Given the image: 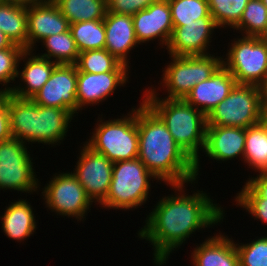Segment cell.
<instances>
[{"label":"cell","instance_id":"cell-27","mask_svg":"<svg viewBox=\"0 0 267 266\" xmlns=\"http://www.w3.org/2000/svg\"><path fill=\"white\" fill-rule=\"evenodd\" d=\"M41 42L45 46L46 52L37 55L57 64H76L79 51L70 29L66 32L49 36Z\"/></svg>","mask_w":267,"mask_h":266},{"label":"cell","instance_id":"cell-22","mask_svg":"<svg viewBox=\"0 0 267 266\" xmlns=\"http://www.w3.org/2000/svg\"><path fill=\"white\" fill-rule=\"evenodd\" d=\"M221 232L207 237L191 253L193 266H240L233 238Z\"/></svg>","mask_w":267,"mask_h":266},{"label":"cell","instance_id":"cell-15","mask_svg":"<svg viewBox=\"0 0 267 266\" xmlns=\"http://www.w3.org/2000/svg\"><path fill=\"white\" fill-rule=\"evenodd\" d=\"M218 29L213 18H200L184 26H174L166 47L172 56L208 55L214 30Z\"/></svg>","mask_w":267,"mask_h":266},{"label":"cell","instance_id":"cell-39","mask_svg":"<svg viewBox=\"0 0 267 266\" xmlns=\"http://www.w3.org/2000/svg\"><path fill=\"white\" fill-rule=\"evenodd\" d=\"M258 123L267 132V107L264 105L261 108Z\"/></svg>","mask_w":267,"mask_h":266},{"label":"cell","instance_id":"cell-41","mask_svg":"<svg viewBox=\"0 0 267 266\" xmlns=\"http://www.w3.org/2000/svg\"><path fill=\"white\" fill-rule=\"evenodd\" d=\"M157 0H135L136 8L141 11L148 8L151 4L156 2Z\"/></svg>","mask_w":267,"mask_h":266},{"label":"cell","instance_id":"cell-21","mask_svg":"<svg viewBox=\"0 0 267 266\" xmlns=\"http://www.w3.org/2000/svg\"><path fill=\"white\" fill-rule=\"evenodd\" d=\"M19 61L25 62L23 69L21 71L18 69L17 74V79L20 78L22 84L13 85L10 94L18 98L31 99L49 80L52 71L58 64L34 55L33 50H24Z\"/></svg>","mask_w":267,"mask_h":266},{"label":"cell","instance_id":"cell-3","mask_svg":"<svg viewBox=\"0 0 267 266\" xmlns=\"http://www.w3.org/2000/svg\"><path fill=\"white\" fill-rule=\"evenodd\" d=\"M5 102L8 104L12 138L26 145L27 142L51 147L61 144L75 117L67 109L39 106L32 99L18 98L10 93Z\"/></svg>","mask_w":267,"mask_h":266},{"label":"cell","instance_id":"cell-18","mask_svg":"<svg viewBox=\"0 0 267 266\" xmlns=\"http://www.w3.org/2000/svg\"><path fill=\"white\" fill-rule=\"evenodd\" d=\"M235 85L236 81L231 72L221 65L209 79L196 84L185 100L208 116Z\"/></svg>","mask_w":267,"mask_h":266},{"label":"cell","instance_id":"cell-13","mask_svg":"<svg viewBox=\"0 0 267 266\" xmlns=\"http://www.w3.org/2000/svg\"><path fill=\"white\" fill-rule=\"evenodd\" d=\"M76 93V65L58 64L52 71L49 80L31 99L39 106L67 109L76 116L78 115Z\"/></svg>","mask_w":267,"mask_h":266},{"label":"cell","instance_id":"cell-9","mask_svg":"<svg viewBox=\"0 0 267 266\" xmlns=\"http://www.w3.org/2000/svg\"><path fill=\"white\" fill-rule=\"evenodd\" d=\"M239 37L231 40L226 57H222V65L231 72L237 84L259 86L267 71V40Z\"/></svg>","mask_w":267,"mask_h":266},{"label":"cell","instance_id":"cell-45","mask_svg":"<svg viewBox=\"0 0 267 266\" xmlns=\"http://www.w3.org/2000/svg\"><path fill=\"white\" fill-rule=\"evenodd\" d=\"M262 1V3L266 6V8H267V0H261Z\"/></svg>","mask_w":267,"mask_h":266},{"label":"cell","instance_id":"cell-42","mask_svg":"<svg viewBox=\"0 0 267 266\" xmlns=\"http://www.w3.org/2000/svg\"><path fill=\"white\" fill-rule=\"evenodd\" d=\"M8 92L1 87L0 89V106L5 102V98L7 96Z\"/></svg>","mask_w":267,"mask_h":266},{"label":"cell","instance_id":"cell-20","mask_svg":"<svg viewBox=\"0 0 267 266\" xmlns=\"http://www.w3.org/2000/svg\"><path fill=\"white\" fill-rule=\"evenodd\" d=\"M103 20L106 32L105 49L122 64L130 67L129 52L139 45L132 16L107 11Z\"/></svg>","mask_w":267,"mask_h":266},{"label":"cell","instance_id":"cell-7","mask_svg":"<svg viewBox=\"0 0 267 266\" xmlns=\"http://www.w3.org/2000/svg\"><path fill=\"white\" fill-rule=\"evenodd\" d=\"M212 55V56H211ZM216 54L195 56H172L171 62L161 75L163 89L171 99H185L192 88L199 82L209 79L222 65V57Z\"/></svg>","mask_w":267,"mask_h":266},{"label":"cell","instance_id":"cell-1","mask_svg":"<svg viewBox=\"0 0 267 266\" xmlns=\"http://www.w3.org/2000/svg\"><path fill=\"white\" fill-rule=\"evenodd\" d=\"M185 186L169 185L175 194L159 199L137 233L139 238L146 239L153 246L155 266L165 265L170 254L196 231L219 225L225 219L223 207L207 193L198 190L189 195L184 191Z\"/></svg>","mask_w":267,"mask_h":266},{"label":"cell","instance_id":"cell-35","mask_svg":"<svg viewBox=\"0 0 267 266\" xmlns=\"http://www.w3.org/2000/svg\"><path fill=\"white\" fill-rule=\"evenodd\" d=\"M240 266H267V236L253 239L251 243H236Z\"/></svg>","mask_w":267,"mask_h":266},{"label":"cell","instance_id":"cell-5","mask_svg":"<svg viewBox=\"0 0 267 266\" xmlns=\"http://www.w3.org/2000/svg\"><path fill=\"white\" fill-rule=\"evenodd\" d=\"M97 120L92 136L85 143L113 163L138 158V106L120 118Z\"/></svg>","mask_w":267,"mask_h":266},{"label":"cell","instance_id":"cell-25","mask_svg":"<svg viewBox=\"0 0 267 266\" xmlns=\"http://www.w3.org/2000/svg\"><path fill=\"white\" fill-rule=\"evenodd\" d=\"M69 24L103 20L107 12L106 0H52Z\"/></svg>","mask_w":267,"mask_h":266},{"label":"cell","instance_id":"cell-10","mask_svg":"<svg viewBox=\"0 0 267 266\" xmlns=\"http://www.w3.org/2000/svg\"><path fill=\"white\" fill-rule=\"evenodd\" d=\"M33 158L25 143L11 138L0 142V190L32 193L40 188Z\"/></svg>","mask_w":267,"mask_h":266},{"label":"cell","instance_id":"cell-37","mask_svg":"<svg viewBox=\"0 0 267 266\" xmlns=\"http://www.w3.org/2000/svg\"><path fill=\"white\" fill-rule=\"evenodd\" d=\"M12 138L8 104L4 102L0 106V142L7 141Z\"/></svg>","mask_w":267,"mask_h":266},{"label":"cell","instance_id":"cell-31","mask_svg":"<svg viewBox=\"0 0 267 266\" xmlns=\"http://www.w3.org/2000/svg\"><path fill=\"white\" fill-rule=\"evenodd\" d=\"M210 15L218 28H234L240 21L249 0H207Z\"/></svg>","mask_w":267,"mask_h":266},{"label":"cell","instance_id":"cell-40","mask_svg":"<svg viewBox=\"0 0 267 266\" xmlns=\"http://www.w3.org/2000/svg\"><path fill=\"white\" fill-rule=\"evenodd\" d=\"M13 45L11 40L0 30V49L9 48Z\"/></svg>","mask_w":267,"mask_h":266},{"label":"cell","instance_id":"cell-6","mask_svg":"<svg viewBox=\"0 0 267 266\" xmlns=\"http://www.w3.org/2000/svg\"><path fill=\"white\" fill-rule=\"evenodd\" d=\"M151 178L160 182L138 158L113 163L111 184L101 207L124 211L142 207L151 192Z\"/></svg>","mask_w":267,"mask_h":266},{"label":"cell","instance_id":"cell-44","mask_svg":"<svg viewBox=\"0 0 267 266\" xmlns=\"http://www.w3.org/2000/svg\"><path fill=\"white\" fill-rule=\"evenodd\" d=\"M263 105L267 107V89L263 92Z\"/></svg>","mask_w":267,"mask_h":266},{"label":"cell","instance_id":"cell-26","mask_svg":"<svg viewBox=\"0 0 267 266\" xmlns=\"http://www.w3.org/2000/svg\"><path fill=\"white\" fill-rule=\"evenodd\" d=\"M243 160L255 172L267 171V132L259 123L246 128Z\"/></svg>","mask_w":267,"mask_h":266},{"label":"cell","instance_id":"cell-33","mask_svg":"<svg viewBox=\"0 0 267 266\" xmlns=\"http://www.w3.org/2000/svg\"><path fill=\"white\" fill-rule=\"evenodd\" d=\"M24 50L23 47L17 44L9 48L0 49V84L5 86L4 89L8 93L11 92V86L8 87V83L10 84L17 80L19 65L22 63L19 60Z\"/></svg>","mask_w":267,"mask_h":266},{"label":"cell","instance_id":"cell-4","mask_svg":"<svg viewBox=\"0 0 267 266\" xmlns=\"http://www.w3.org/2000/svg\"><path fill=\"white\" fill-rule=\"evenodd\" d=\"M156 91L151 85L143 91L142 100L162 119L175 142L195 162L198 181L201 169L199 148L204 150L207 116L185 99L160 98Z\"/></svg>","mask_w":267,"mask_h":266},{"label":"cell","instance_id":"cell-17","mask_svg":"<svg viewBox=\"0 0 267 266\" xmlns=\"http://www.w3.org/2000/svg\"><path fill=\"white\" fill-rule=\"evenodd\" d=\"M130 72L85 73L77 70L78 112L85 106H94L109 98L117 87L129 82Z\"/></svg>","mask_w":267,"mask_h":266},{"label":"cell","instance_id":"cell-12","mask_svg":"<svg viewBox=\"0 0 267 266\" xmlns=\"http://www.w3.org/2000/svg\"><path fill=\"white\" fill-rule=\"evenodd\" d=\"M71 171L81 183L87 196L99 205L105 200L112 178L113 162L94 151L85 142Z\"/></svg>","mask_w":267,"mask_h":266},{"label":"cell","instance_id":"cell-16","mask_svg":"<svg viewBox=\"0 0 267 266\" xmlns=\"http://www.w3.org/2000/svg\"><path fill=\"white\" fill-rule=\"evenodd\" d=\"M132 18L139 44L160 40L161 48L167 47L174 29L168 0H157Z\"/></svg>","mask_w":267,"mask_h":266},{"label":"cell","instance_id":"cell-32","mask_svg":"<svg viewBox=\"0 0 267 266\" xmlns=\"http://www.w3.org/2000/svg\"><path fill=\"white\" fill-rule=\"evenodd\" d=\"M173 26H184L200 18H213L207 0H168Z\"/></svg>","mask_w":267,"mask_h":266},{"label":"cell","instance_id":"cell-24","mask_svg":"<svg viewBox=\"0 0 267 266\" xmlns=\"http://www.w3.org/2000/svg\"><path fill=\"white\" fill-rule=\"evenodd\" d=\"M0 30L13 44L27 50V0L0 2Z\"/></svg>","mask_w":267,"mask_h":266},{"label":"cell","instance_id":"cell-36","mask_svg":"<svg viewBox=\"0 0 267 266\" xmlns=\"http://www.w3.org/2000/svg\"><path fill=\"white\" fill-rule=\"evenodd\" d=\"M107 11L133 16L139 10L136 8L135 0H108Z\"/></svg>","mask_w":267,"mask_h":266},{"label":"cell","instance_id":"cell-28","mask_svg":"<svg viewBox=\"0 0 267 266\" xmlns=\"http://www.w3.org/2000/svg\"><path fill=\"white\" fill-rule=\"evenodd\" d=\"M75 65L79 72L85 73L130 72V67L122 64L106 49L87 50L79 53Z\"/></svg>","mask_w":267,"mask_h":266},{"label":"cell","instance_id":"cell-2","mask_svg":"<svg viewBox=\"0 0 267 266\" xmlns=\"http://www.w3.org/2000/svg\"><path fill=\"white\" fill-rule=\"evenodd\" d=\"M138 105L139 154L147 169L165 185L197 181L195 162L175 142L162 119L142 100Z\"/></svg>","mask_w":267,"mask_h":266},{"label":"cell","instance_id":"cell-14","mask_svg":"<svg viewBox=\"0 0 267 266\" xmlns=\"http://www.w3.org/2000/svg\"><path fill=\"white\" fill-rule=\"evenodd\" d=\"M70 29L68 19L52 0H27V50L36 43Z\"/></svg>","mask_w":267,"mask_h":266},{"label":"cell","instance_id":"cell-30","mask_svg":"<svg viewBox=\"0 0 267 266\" xmlns=\"http://www.w3.org/2000/svg\"><path fill=\"white\" fill-rule=\"evenodd\" d=\"M245 37L264 38L267 33V8L261 0H249L239 23L233 28Z\"/></svg>","mask_w":267,"mask_h":266},{"label":"cell","instance_id":"cell-19","mask_svg":"<svg viewBox=\"0 0 267 266\" xmlns=\"http://www.w3.org/2000/svg\"><path fill=\"white\" fill-rule=\"evenodd\" d=\"M246 129L233 126H207L205 146L202 152L217 161L234 160L245 151Z\"/></svg>","mask_w":267,"mask_h":266},{"label":"cell","instance_id":"cell-11","mask_svg":"<svg viewBox=\"0 0 267 266\" xmlns=\"http://www.w3.org/2000/svg\"><path fill=\"white\" fill-rule=\"evenodd\" d=\"M52 177L41 192L45 208L61 217H74L77 221H83L93 202L81 183L72 172L55 173Z\"/></svg>","mask_w":267,"mask_h":266},{"label":"cell","instance_id":"cell-23","mask_svg":"<svg viewBox=\"0 0 267 266\" xmlns=\"http://www.w3.org/2000/svg\"><path fill=\"white\" fill-rule=\"evenodd\" d=\"M27 199H19L11 202L4 210V214L0 216L2 230L5 235L12 240L22 242L29 239L37 229V220L34 216L33 207Z\"/></svg>","mask_w":267,"mask_h":266},{"label":"cell","instance_id":"cell-43","mask_svg":"<svg viewBox=\"0 0 267 266\" xmlns=\"http://www.w3.org/2000/svg\"><path fill=\"white\" fill-rule=\"evenodd\" d=\"M258 87L261 89L262 92H264L267 89V71L262 83Z\"/></svg>","mask_w":267,"mask_h":266},{"label":"cell","instance_id":"cell-29","mask_svg":"<svg viewBox=\"0 0 267 266\" xmlns=\"http://www.w3.org/2000/svg\"><path fill=\"white\" fill-rule=\"evenodd\" d=\"M70 30L79 53L87 50L105 49L104 20L72 23L70 24Z\"/></svg>","mask_w":267,"mask_h":266},{"label":"cell","instance_id":"cell-8","mask_svg":"<svg viewBox=\"0 0 267 266\" xmlns=\"http://www.w3.org/2000/svg\"><path fill=\"white\" fill-rule=\"evenodd\" d=\"M263 92L257 85L237 84L207 116V126L247 128L258 124Z\"/></svg>","mask_w":267,"mask_h":266},{"label":"cell","instance_id":"cell-38","mask_svg":"<svg viewBox=\"0 0 267 266\" xmlns=\"http://www.w3.org/2000/svg\"><path fill=\"white\" fill-rule=\"evenodd\" d=\"M259 173V174H258ZM256 177H250L246 182L262 197L267 199V171L258 172Z\"/></svg>","mask_w":267,"mask_h":266},{"label":"cell","instance_id":"cell-34","mask_svg":"<svg viewBox=\"0 0 267 266\" xmlns=\"http://www.w3.org/2000/svg\"><path fill=\"white\" fill-rule=\"evenodd\" d=\"M242 187L235 197L237 206L245 209L252 218L267 223V199L262 198L247 182Z\"/></svg>","mask_w":267,"mask_h":266}]
</instances>
